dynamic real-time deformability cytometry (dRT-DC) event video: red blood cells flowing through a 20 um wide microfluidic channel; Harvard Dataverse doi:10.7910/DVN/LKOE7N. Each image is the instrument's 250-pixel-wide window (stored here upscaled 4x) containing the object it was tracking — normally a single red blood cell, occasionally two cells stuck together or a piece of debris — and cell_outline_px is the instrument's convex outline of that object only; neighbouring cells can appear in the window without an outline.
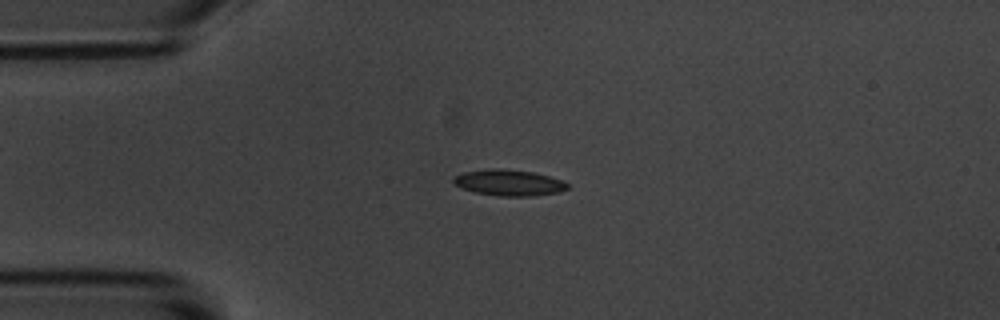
{"species": "common noctule bat (a hibernating species)", "species_latin": "Nyctalus noctula", "temperature_condition": "room temperature", "stored_images_in_passage": 47, "camera_frame_rate_fps": 3000, "um_per_image_px": 0.085, "animal": {"sex": "male", "body_mass_g": 20.1, "forearm_length_mm": 53.5}, "frame": {"image": 1, "passage_image": 6, "time_ms": 1.667, "image_size_px": [1000, 320], "cell_outline_px": [[568, 188], [560, 192], [536, 196], [496, 196], [476, 192], [464, 188], [456, 184], [452, 180], [452, 176], [464, 172], [488, 168], [500, 168], [532, 172], [548, 176], [560, 180], [568, 184]], "centroid_in_image_um": [43.25, 15.53], "position_along_channel_um": 41.8, "area_um2": 17.28}}
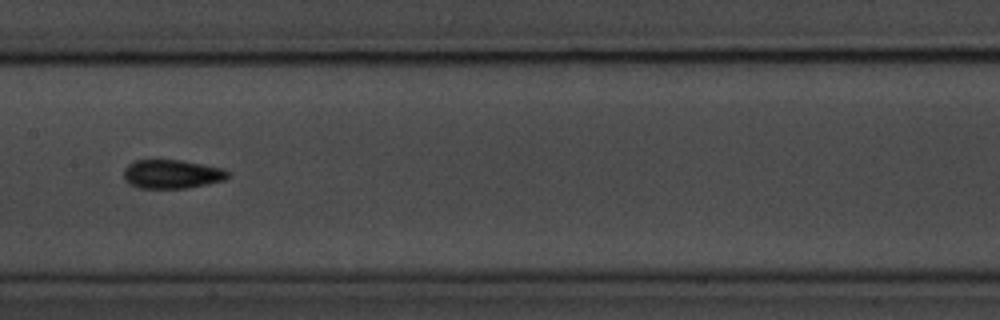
{"frame": {"image": 2, "passage_image": 20, "time_ms": 6.333, "image_size_px": [1000, 320], "cell_outline_px": [[228, 176], [224, 180], [208, 184], [184, 188], [136, 188], [128, 184], [124, 180], [124, 168], [128, 164], [136, 160], [180, 160], [220, 168], [228, 172]], "centroid_in_image_um": [14.54, 14.81], "position_along_channel_um": 192.9, "area_um2": 17.4}}
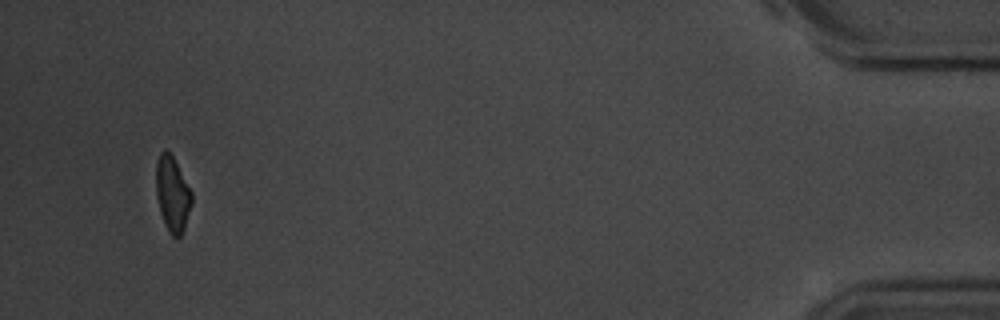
{"frame": {"image": 3, "passage_image": 45, "time_ms": 14.667, "image_size_px": [1000, 320], "cell_outline_px": [[192, 204], [184, 228], [180, 236], [172, 236], [168, 232], [164, 224], [160, 212], [156, 196], [156, 164], [160, 152], [164, 148], [172, 156], [192, 192]], "centroid_in_image_um": [14.64, 16.5], "position_along_channel_um": 420.6, "area_um2": 15.55}, "authors_computed_cell_mechanics": {"area_um2": 16.5308, "velocity_mm_per_s": 3.6754, "shape_relaxation_time_tau1_ms": 3.4771, "shape_relaxation_time_tau2_ms": 3.4582, "deformation_change_tau1": 0.124, "deformation_change_tau2": 0.0854}}